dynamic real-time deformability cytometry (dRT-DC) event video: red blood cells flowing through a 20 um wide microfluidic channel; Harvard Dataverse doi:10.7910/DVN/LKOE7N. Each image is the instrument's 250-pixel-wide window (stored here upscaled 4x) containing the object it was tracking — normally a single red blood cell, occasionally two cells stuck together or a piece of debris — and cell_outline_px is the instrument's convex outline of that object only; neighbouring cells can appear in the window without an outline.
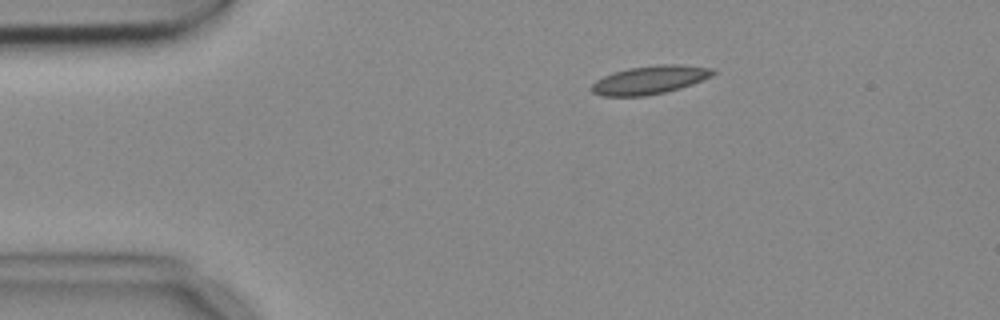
{"species": "common noctule bat (a hibernating species)", "species_latin": "Nyctalus noctula", "temperature_condition": "cold", "stored_images_in_passage": 7, "camera_frame_rate_fps": 3000, "um_per_image_px": 0.085, "animal": {"sex": "female", "body_mass_g": 18.4}, "frame": {"image": 1, "passage_image": 1, "time_ms": 0.0, "image_size_px": [1000, 320], "cell_outline_px": [[716, 72], [712, 76], [692, 84], [680, 88], [664, 92], [644, 96], [600, 96], [592, 92], [588, 88], [596, 80], [612, 72], [628, 68], [660, 64], [680, 64], [712, 68]], "centroid_in_image_um": [55.2, 6.79], "position_along_channel_um": 29.8, "area_um2": 20.17}}
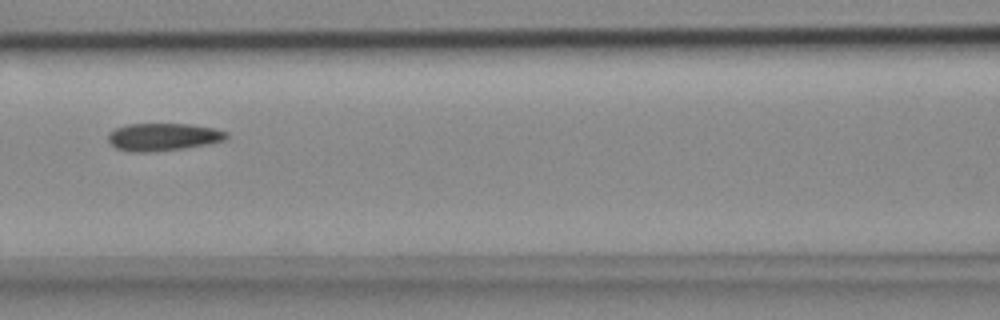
{"frame": {"image": 2, "passage_image": 5, "time_ms": 1.333, "image_size_px": [1000, 320], "cell_outline_px": [[228, 136], [224, 140], [208, 144], [184, 148], [152, 152], [128, 152], [116, 148], [108, 140], [108, 132], [116, 128], [128, 124], [192, 124], [216, 128], [228, 132]], "centroid_in_image_um": [13.87, 11.64], "position_along_channel_um": 152.7, "area_um2": 19.19}}
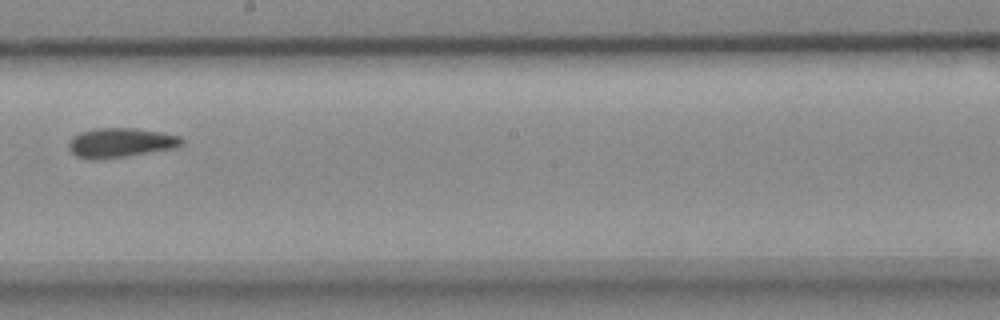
{"frame": {"image": 3, "passage_image": 7, "time_ms": 2.0, "image_size_px": [1000, 320], "cell_outline_px": [[184, 140], [176, 148], [124, 156], [96, 160], [76, 156], [68, 148], [68, 144], [72, 136], [80, 132], [96, 128], [136, 128], [160, 132], [180, 136]], "centroid_in_image_um": [10.22, 12.12], "position_along_channel_um": 238.0, "area_um2": 19.31}}